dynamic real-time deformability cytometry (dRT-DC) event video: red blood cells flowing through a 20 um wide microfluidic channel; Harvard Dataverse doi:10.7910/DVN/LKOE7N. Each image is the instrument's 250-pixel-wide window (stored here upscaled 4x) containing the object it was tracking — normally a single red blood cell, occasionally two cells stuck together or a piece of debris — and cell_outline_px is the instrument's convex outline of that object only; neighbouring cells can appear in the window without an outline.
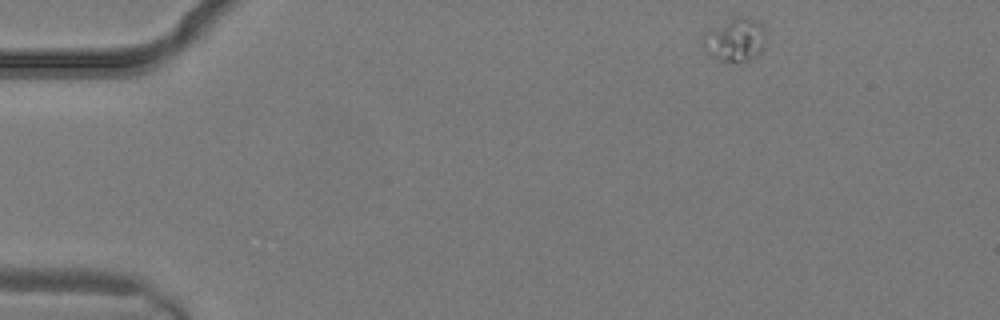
{"species": "common noctule bat (a hibernating species)", "species_latin": "Nyctalus noctula", "temperature_condition": "warm", "stored_images_in_passage": 2, "camera_frame_rate_fps": 3000, "um_per_image_px": 0.085, "animal": {"sex": "male", "body_mass_g": 19.2, "forearm_length_mm": 51.8}, "frame": {"image": 1, "passage_image": 1, "time_ms": 0.0, "image_size_px": [1000, 320], "cell_outline_px": [[764, 44], [760, 52], [756, 56], [748, 60], [736, 64], [712, 56], [704, 48], [704, 36], [736, 16], [740, 16], [752, 20], [760, 24], [764, 32]], "centroid_in_image_um": [62.53, 3.44], "position_along_channel_um": 22.5, "area_um2": 14.97}}